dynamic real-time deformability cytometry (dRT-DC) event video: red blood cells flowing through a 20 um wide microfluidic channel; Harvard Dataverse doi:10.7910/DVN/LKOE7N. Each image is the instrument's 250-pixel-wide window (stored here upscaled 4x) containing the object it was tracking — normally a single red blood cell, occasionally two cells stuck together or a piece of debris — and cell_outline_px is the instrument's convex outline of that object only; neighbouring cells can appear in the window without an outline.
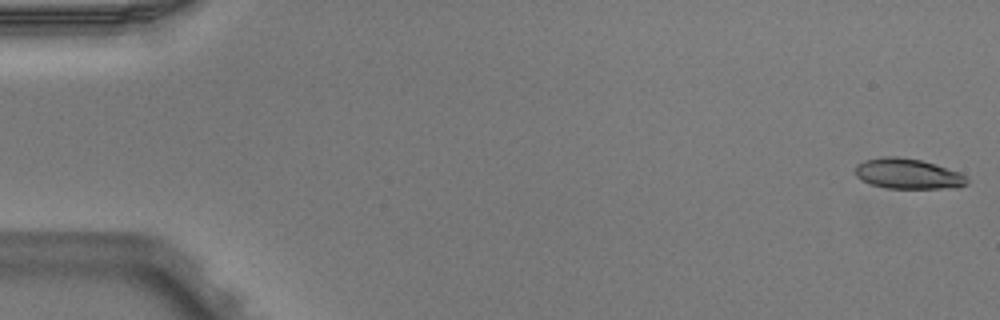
{"species": "Egyptian fruit bat (a non-hibernating species)", "species_latin": "Rousettus aegyptiacus", "temperature_condition": "warm", "stored_images_in_passage": 5, "camera_frame_rate_fps": 3000, "um_per_image_px": 0.085, "animal": {"sex": "male"}, "frame": {"image": 1, "passage_image": 1, "time_ms": 0.0, "image_size_px": [1000, 320], "cell_outline_px": [[968, 184], [960, 188], [884, 188], [860, 180], [856, 176], [856, 164], [864, 160], [884, 156], [896, 156], [920, 160], [936, 164], [960, 172], [968, 176]], "centroid_in_image_um": [77.21, 14.77], "position_along_channel_um": 7.8, "area_um2": 20.0}}
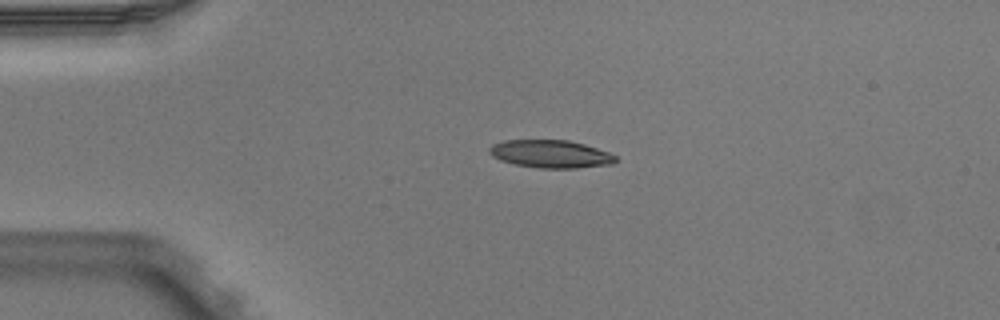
{"frame": {"image": 2, "passage_image": 4, "time_ms": 1.0, "image_size_px": [1000, 320], "cell_outline_px": [[620, 160], [612, 164], [576, 168], [540, 168], [516, 164], [500, 160], [492, 156], [488, 152], [488, 148], [492, 144], [504, 140], [568, 140], [584, 144], [608, 152], [616, 156]], "centroid_in_image_um": [46.8, 13.08], "position_along_channel_um": 38.2, "area_um2": 20.52}}